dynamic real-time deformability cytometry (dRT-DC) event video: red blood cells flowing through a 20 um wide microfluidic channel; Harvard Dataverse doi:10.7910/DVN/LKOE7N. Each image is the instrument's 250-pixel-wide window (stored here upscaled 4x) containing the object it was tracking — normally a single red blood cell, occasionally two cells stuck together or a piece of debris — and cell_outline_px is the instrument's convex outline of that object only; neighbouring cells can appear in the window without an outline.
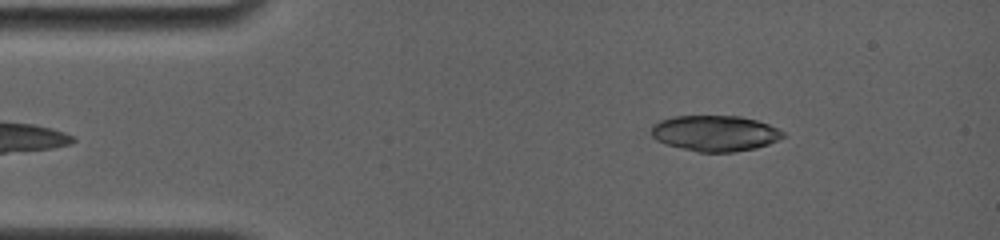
{"species": "common noctule bat (a hibernating species)", "species_latin": "Nyctalus noctula", "temperature_condition": "room temperature", "stored_images_in_passage": 13, "camera_frame_rate_fps": 4000, "um_per_image_px": 0.085, "animal": {"sex": "female", "body_mass_g": 19.0, "forearm_length_mm": 56.7}, "frame": {"image": 1, "passage_image": 8, "time_ms": 2.25, "image_size_px": [1000, 240], "cell_outline_px": [[784, 136], [768, 144], [756, 148], [732, 152], [696, 152], [668, 144], [656, 140], [652, 136], [652, 124], [660, 120], [672, 116], [740, 116], [756, 120], [768, 124], [784, 132]], "centroid_in_image_um": [60.75, 11.32], "position_along_channel_um": 24.2, "area_um2": 27.34}}